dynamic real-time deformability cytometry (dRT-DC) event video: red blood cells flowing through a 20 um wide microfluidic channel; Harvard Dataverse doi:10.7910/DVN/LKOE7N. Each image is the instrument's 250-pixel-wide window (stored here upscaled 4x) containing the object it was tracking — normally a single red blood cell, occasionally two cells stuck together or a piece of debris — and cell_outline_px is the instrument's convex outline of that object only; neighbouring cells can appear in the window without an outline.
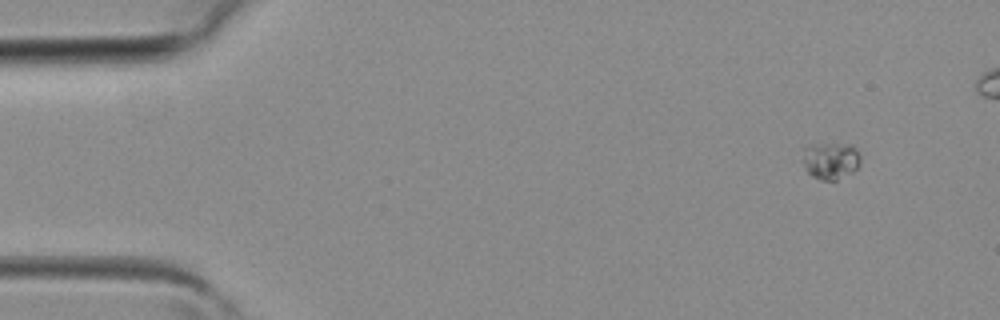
{"species": "common noctule bat (a hibernating species)", "species_latin": "Nyctalus noctula", "temperature_condition": "room temperature", "stored_images_in_passage": 2, "camera_frame_rate_fps": 3000, "um_per_image_px": 0.085, "animal": {"sex": "female", "body_mass_g": 19.3, "forearm_length_mm": 54.1}, "frame": {"image": 1, "passage_image": 2, "time_ms": 0.333, "image_size_px": [1000, 320], "cell_outline_px": [[860, 160], [856, 168], [852, 172], [836, 180], [820, 180], [812, 176], [808, 172], [800, 160], [804, 148], [824, 144], [852, 144], [856, 148], [860, 156]], "centroid_in_image_um": [70.58, 13.66], "position_along_channel_um": 14.4, "area_um2": 12.43}}